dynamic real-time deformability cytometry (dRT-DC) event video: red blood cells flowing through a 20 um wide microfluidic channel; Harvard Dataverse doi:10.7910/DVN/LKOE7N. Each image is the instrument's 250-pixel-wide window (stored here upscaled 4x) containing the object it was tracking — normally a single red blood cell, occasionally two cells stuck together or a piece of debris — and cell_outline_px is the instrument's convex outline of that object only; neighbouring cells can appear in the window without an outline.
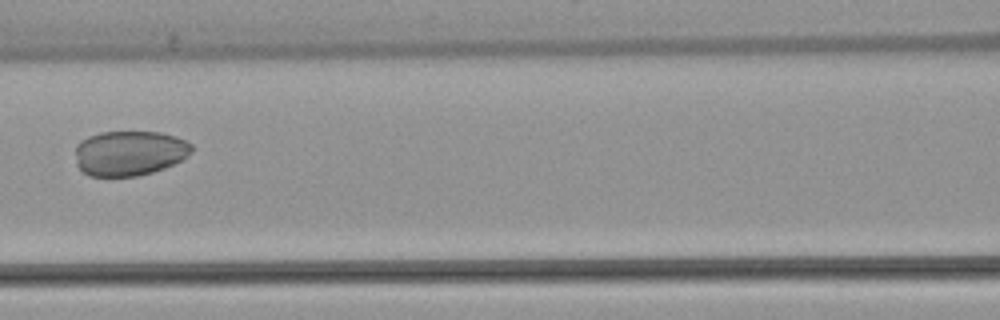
{"species": "common noctule bat (a hibernating species)", "species_latin": "Nyctalus noctula", "temperature_condition": "warm", "stored_images_in_passage": 3, "camera_frame_rate_fps": 3000, "um_per_image_px": 0.085, "animal": {"sex": "female", "body_mass_g": 22.7, "forearm_length_mm": 54.2}, "frame": {"image": 1, "passage_image": 3, "time_ms": 2.333, "image_size_px": [1000, 320], "cell_outline_px": [[192, 152], [184, 160], [164, 168], [152, 172], [136, 176], [88, 176], [76, 164], [76, 144], [80, 140], [88, 136], [100, 132], [160, 132], [176, 136], [192, 144]], "centroid_in_image_um": [11.01, 13.01], "position_along_channel_um": 155.6, "area_um2": 30.75}}